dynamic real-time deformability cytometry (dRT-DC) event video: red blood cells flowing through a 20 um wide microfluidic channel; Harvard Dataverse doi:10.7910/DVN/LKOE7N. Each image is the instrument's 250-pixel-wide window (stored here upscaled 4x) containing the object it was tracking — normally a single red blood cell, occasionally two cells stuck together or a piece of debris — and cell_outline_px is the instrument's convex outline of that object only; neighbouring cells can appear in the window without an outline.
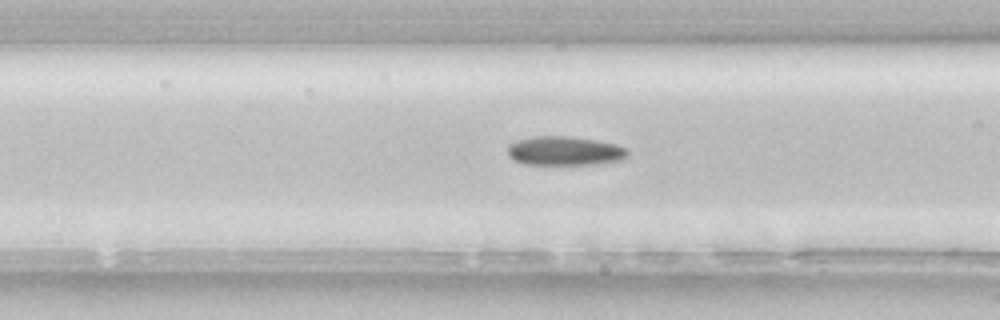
{"species": "common noctule bat (a hibernating species)", "species_latin": "Nyctalus noctula", "temperature_condition": "room temperature", "stored_images_in_passage": 36, "camera_frame_rate_fps": 3000, "um_per_image_px": 0.085, "animal": {"sex": "female", "body_mass_g": 22.7, "forearm_length_mm": 54.2}, "frame": {"image": 1, "passage_image": 9, "time_ms": 2.667, "image_size_px": [1000, 320], "cell_outline_px": [[628, 156], [624, 160], [596, 164], [524, 164], [508, 156], [508, 144], [516, 140], [536, 136], [568, 136], [596, 140], [616, 144], [628, 148]], "centroid_in_image_um": [48.03, 12.82], "position_along_channel_um": 118.6, "area_um2": 20.46}}
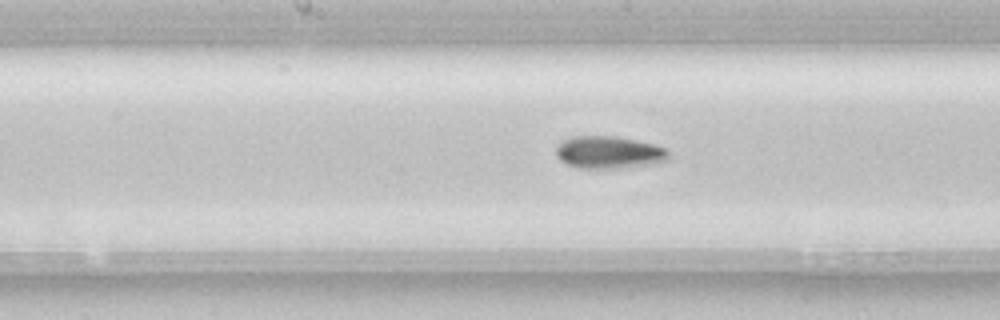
{"frame": {"image": 2, "passage_image": 15, "time_ms": 4.667, "image_size_px": [1000, 320], "cell_outline_px": [[668, 160], [652, 164], [620, 168], [576, 168], [560, 160], [556, 156], [556, 148], [564, 140], [572, 136], [616, 136], [656, 144], [668, 148]], "centroid_in_image_um": [51.78, 12.95], "position_along_channel_um": 196.4, "area_um2": 21.39}}
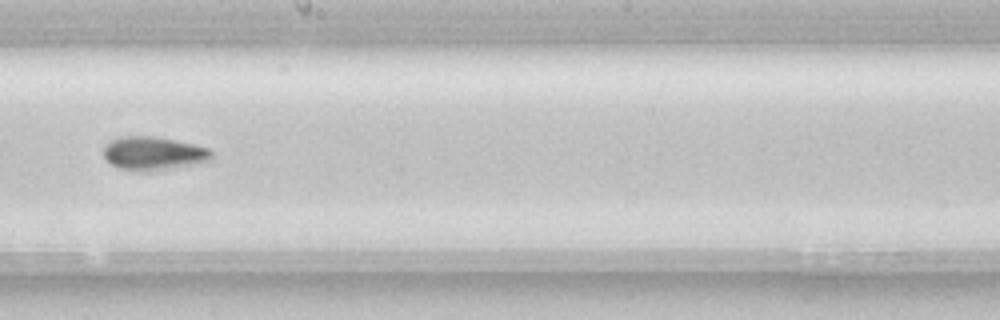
{"frame": {"image": 3, "passage_image": 18, "time_ms": 5.667, "image_size_px": [1000, 320], "cell_outline_px": [[212, 160], [200, 164], [172, 168], [120, 168], [112, 164], [104, 156], [104, 148], [112, 140], [120, 136], [152, 136], [192, 144], [208, 148], [212, 152]], "centroid_in_image_um": [13.11, 13.0], "position_along_channel_um": 235.1, "area_um2": 20.17}, "authors_computed_cell_mechanics": {"area_um2": 20.4034, "velocity_mm_per_s": 3.8787, "shape_relaxation_time_tau1_ms": 6.2697, "shape_relaxation_time_tau2_ms": null, "deformation_change_tau1": 0.1368, "deformation_change_tau2": null}}